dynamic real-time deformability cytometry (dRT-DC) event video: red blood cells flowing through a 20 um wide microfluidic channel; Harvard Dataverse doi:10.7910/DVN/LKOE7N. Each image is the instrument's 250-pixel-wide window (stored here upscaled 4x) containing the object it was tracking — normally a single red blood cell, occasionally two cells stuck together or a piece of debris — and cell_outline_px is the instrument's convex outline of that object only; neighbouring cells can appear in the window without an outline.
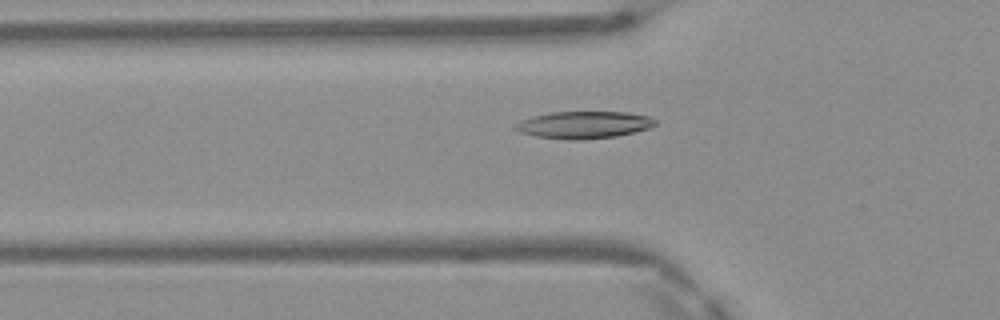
{"species": "Egyptian fruit bat (a non-hibernating species)", "species_latin": "Rousettus aegyptiacus", "temperature_condition": "warm", "stored_images_in_passage": 49, "camera_frame_rate_fps": 3000, "um_per_image_px": 0.085, "frame": {"image": 1, "passage_image": 17, "time_ms": 5.333, "image_size_px": [1000, 320], "cell_outline_px": [[656, 124], [648, 128], [616, 136], [580, 140], [564, 140], [536, 136], [520, 132], [512, 128], [520, 120], [532, 116], [552, 112], [628, 112], [648, 116], [656, 120]], "centroid_in_image_um": [49.59, 10.61], "position_along_channel_um": 76.2, "area_um2": 22.14}}
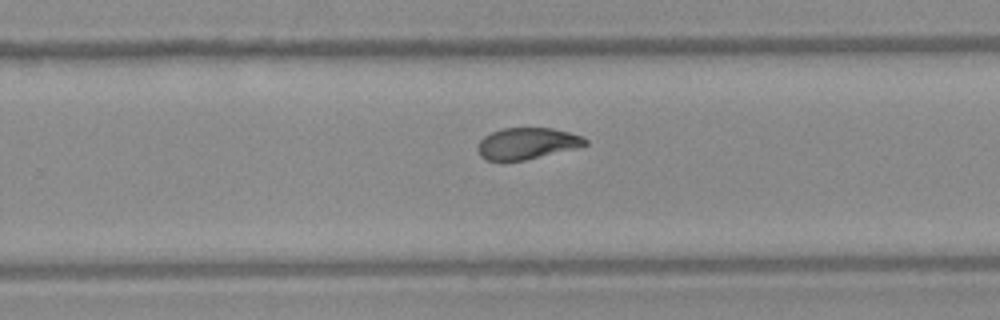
{"frame": {"image": 2, "passage_image": 32, "time_ms": 10.333, "image_size_px": [1000, 320], "cell_outline_px": [[588, 144], [576, 148], [524, 160], [500, 164], [488, 160], [480, 156], [476, 148], [480, 140], [484, 136], [492, 132], [504, 128], [552, 128], [584, 136], [588, 140]], "centroid_in_image_um": [44.75, 12.22], "position_along_channel_um": 285.0, "area_um2": 20.11}}
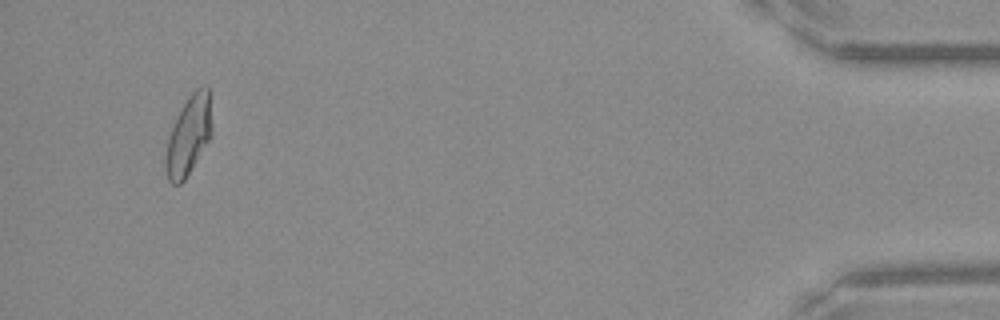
{"frame": {"image": 3, "passage_image": 47, "time_ms": 15.333, "image_size_px": [1000, 320], "cell_outline_px": [[212, 136], [184, 180], [180, 184], [172, 184], [168, 180], [164, 168], [164, 160], [168, 136], [176, 116], [180, 108], [188, 96], [196, 88], [204, 84], [208, 88], [212, 124]], "centroid_in_image_um": [16.02, 11.51], "position_along_channel_um": 419.2, "area_um2": 21.62}, "authors_computed_cell_mechanics": {"area_um2": 20.9236, "velocity_mm_per_s": 4.1597, "shape_relaxation_time_tau1_ms": 7.1554, "shape_relaxation_time_tau2_ms": 1.6687, "deformation_change_tau1": 0.2247, "deformation_change_tau2": 0.0605}}